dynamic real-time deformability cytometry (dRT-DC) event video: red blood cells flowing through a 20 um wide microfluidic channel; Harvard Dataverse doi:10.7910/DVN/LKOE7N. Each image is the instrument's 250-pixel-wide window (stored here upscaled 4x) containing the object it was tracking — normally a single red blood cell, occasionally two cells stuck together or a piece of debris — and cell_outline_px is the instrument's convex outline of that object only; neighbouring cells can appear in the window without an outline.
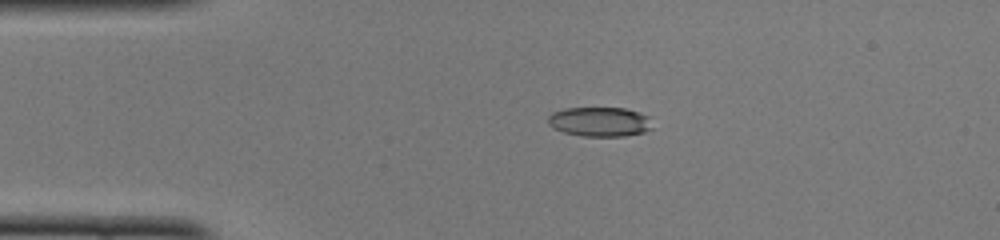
{"species": "common noctule bat (a hibernating species)", "species_latin": "Nyctalus noctula", "temperature_condition": "cold", "stored_images_in_passage": 50, "camera_frame_rate_fps": 3000, "um_per_image_px": 0.085, "animal": {"sex": "female", "body_mass_g": 22.0, "forearm_length_mm": 56.7}, "frame": {"image": 1, "passage_image": 10, "time_ms": 3.0, "image_size_px": [1000, 240], "cell_outline_px": [[652, 128], [644, 132], [624, 136], [584, 136], [564, 132], [552, 128], [548, 124], [548, 116], [552, 112], [564, 108], [624, 108], [640, 112], [648, 116]], "centroid_in_image_um": [50.95, 10.34], "position_along_channel_um": 34.0, "area_um2": 17.98}}
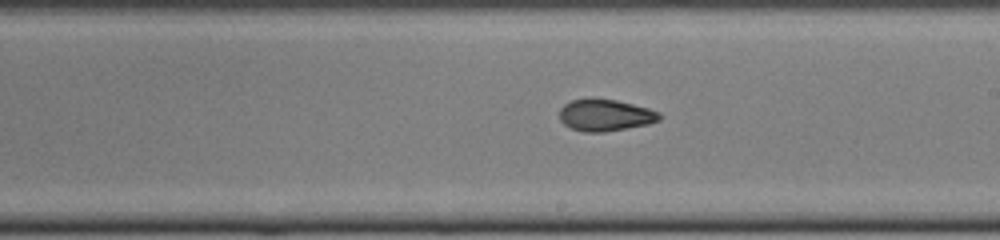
{"frame": {"image": 2, "passage_image": 28, "time_ms": 9.0, "image_size_px": [1000, 240], "cell_outline_px": [[660, 120], [648, 124], [628, 128], [604, 132], [584, 132], [572, 128], [564, 124], [560, 120], [560, 108], [564, 104], [572, 100], [592, 96], [616, 100], [648, 108], [660, 112]], "centroid_in_image_um": [51.43, 9.76], "position_along_channel_um": 237.6, "area_um2": 18.79}}
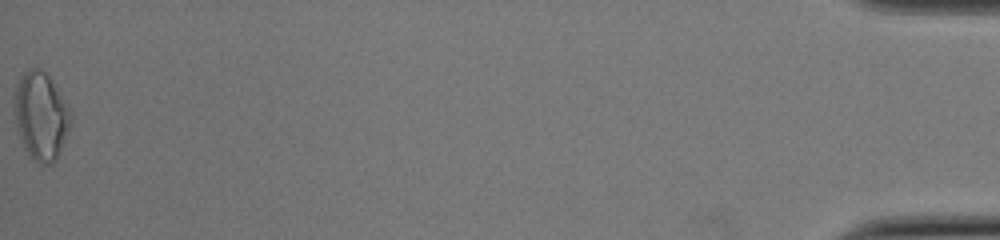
{"frame": {"image": 3, "passage_image": 50, "time_ms": 16.333, "image_size_px": [1000, 240], "cell_outline_px": [[72, 116], [68, 128], [56, 160], [48, 164], [40, 164], [24, 148], [16, 128], [12, 108], [12, 100], [16, 84], [24, 72], [32, 68], [40, 68], [48, 76], [72, 112]], "centroid_in_image_um": [3.42, 9.83], "position_along_channel_um": 431.8, "area_um2": 28.67}, "authors_computed_cell_mechanics": {"area_um2": 18.6116, "velocity_mm_per_s": 4.0, "shape_relaxation_time_tau1_ms": null, "shape_relaxation_time_tau2_ms": 3.9358, "deformation_change_tau1": null, "deformation_change_tau2": 0.0874}}